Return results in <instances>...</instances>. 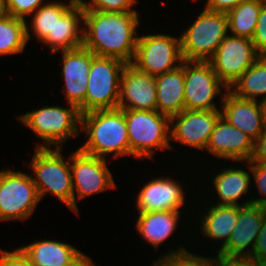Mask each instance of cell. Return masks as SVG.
I'll return each instance as SVG.
<instances>
[{
	"instance_id": "6da1fadb",
	"label": "cell",
	"mask_w": 266,
	"mask_h": 266,
	"mask_svg": "<svg viewBox=\"0 0 266 266\" xmlns=\"http://www.w3.org/2000/svg\"><path fill=\"white\" fill-rule=\"evenodd\" d=\"M139 14L84 10L83 46L97 56L132 63L141 22Z\"/></svg>"
},
{
	"instance_id": "7a4b0ae2",
	"label": "cell",
	"mask_w": 266,
	"mask_h": 266,
	"mask_svg": "<svg viewBox=\"0 0 266 266\" xmlns=\"http://www.w3.org/2000/svg\"><path fill=\"white\" fill-rule=\"evenodd\" d=\"M80 133L86 140L78 149L86 154L112 160L130 156L126 119L121 108L81 114Z\"/></svg>"
},
{
	"instance_id": "3957f363",
	"label": "cell",
	"mask_w": 266,
	"mask_h": 266,
	"mask_svg": "<svg viewBox=\"0 0 266 266\" xmlns=\"http://www.w3.org/2000/svg\"><path fill=\"white\" fill-rule=\"evenodd\" d=\"M42 105L23 114L16 115L22 126L34 132L41 143L35 148H64L68 140L77 138L80 133L81 113L73 104ZM64 145V147H63Z\"/></svg>"
},
{
	"instance_id": "277c9868",
	"label": "cell",
	"mask_w": 266,
	"mask_h": 266,
	"mask_svg": "<svg viewBox=\"0 0 266 266\" xmlns=\"http://www.w3.org/2000/svg\"><path fill=\"white\" fill-rule=\"evenodd\" d=\"M63 148H35L31 159L25 161L31 170L40 200L52 195L73 212V183L70 154ZM69 154V155H68ZM29 162V163H28Z\"/></svg>"
},
{
	"instance_id": "5b68a950",
	"label": "cell",
	"mask_w": 266,
	"mask_h": 266,
	"mask_svg": "<svg viewBox=\"0 0 266 266\" xmlns=\"http://www.w3.org/2000/svg\"><path fill=\"white\" fill-rule=\"evenodd\" d=\"M129 143L130 157L152 160L159 151L171 150L170 117L157 110L123 109ZM157 150V151H156Z\"/></svg>"
},
{
	"instance_id": "8992f818",
	"label": "cell",
	"mask_w": 266,
	"mask_h": 266,
	"mask_svg": "<svg viewBox=\"0 0 266 266\" xmlns=\"http://www.w3.org/2000/svg\"><path fill=\"white\" fill-rule=\"evenodd\" d=\"M188 28L180 32L183 60L208 61L229 34L228 18L224 12L203 8Z\"/></svg>"
},
{
	"instance_id": "52a82bcc",
	"label": "cell",
	"mask_w": 266,
	"mask_h": 266,
	"mask_svg": "<svg viewBox=\"0 0 266 266\" xmlns=\"http://www.w3.org/2000/svg\"><path fill=\"white\" fill-rule=\"evenodd\" d=\"M126 64L118 58L93 53L86 97L78 107L81 114L118 108L120 80Z\"/></svg>"
},
{
	"instance_id": "ba28073f",
	"label": "cell",
	"mask_w": 266,
	"mask_h": 266,
	"mask_svg": "<svg viewBox=\"0 0 266 266\" xmlns=\"http://www.w3.org/2000/svg\"><path fill=\"white\" fill-rule=\"evenodd\" d=\"M40 201L32 175L0 169V222H25L33 217Z\"/></svg>"
},
{
	"instance_id": "9c48e42d",
	"label": "cell",
	"mask_w": 266,
	"mask_h": 266,
	"mask_svg": "<svg viewBox=\"0 0 266 266\" xmlns=\"http://www.w3.org/2000/svg\"><path fill=\"white\" fill-rule=\"evenodd\" d=\"M74 150L70 151L73 213L79 216V200L107 192V190H116L118 186L114 180V172H111L109 168L108 160L110 158L92 156L80 151L78 148Z\"/></svg>"
},
{
	"instance_id": "30bf717a",
	"label": "cell",
	"mask_w": 266,
	"mask_h": 266,
	"mask_svg": "<svg viewBox=\"0 0 266 266\" xmlns=\"http://www.w3.org/2000/svg\"><path fill=\"white\" fill-rule=\"evenodd\" d=\"M184 76L186 110L221 109L229 87L218 78L209 61L184 60ZM216 98L219 100H215Z\"/></svg>"
},
{
	"instance_id": "8fae6325",
	"label": "cell",
	"mask_w": 266,
	"mask_h": 266,
	"mask_svg": "<svg viewBox=\"0 0 266 266\" xmlns=\"http://www.w3.org/2000/svg\"><path fill=\"white\" fill-rule=\"evenodd\" d=\"M161 33L139 34L131 63L152 76L175 70L183 62L180 36Z\"/></svg>"
},
{
	"instance_id": "7c38bea8",
	"label": "cell",
	"mask_w": 266,
	"mask_h": 266,
	"mask_svg": "<svg viewBox=\"0 0 266 266\" xmlns=\"http://www.w3.org/2000/svg\"><path fill=\"white\" fill-rule=\"evenodd\" d=\"M164 175L158 177L156 174V177L153 176L152 179L146 180V183H142V187H138L139 192L136 193V200H134L137 213L181 211L184 206L189 205L186 202L190 201L189 196H186L187 192H185L188 188L184 186V183L189 182H182L174 177L171 178L170 175Z\"/></svg>"
},
{
	"instance_id": "4fadbf2b",
	"label": "cell",
	"mask_w": 266,
	"mask_h": 266,
	"mask_svg": "<svg viewBox=\"0 0 266 266\" xmlns=\"http://www.w3.org/2000/svg\"><path fill=\"white\" fill-rule=\"evenodd\" d=\"M235 163L238 164L237 167L235 166L236 165ZM232 164L234 165L233 167ZM232 164L231 165L225 164L227 165V167L225 166V168L224 165L222 166L223 168L218 167V170L214 169L216 170V172H214L213 170V173L212 170L210 171L211 173L209 174V176L211 179V183L209 184H211L214 187L213 189V187L211 186L210 188L213 191L211 189L210 191L214 192L211 193L214 198L210 196L211 201L208 202L217 205H229V206H243L252 203V198L250 197L251 194H253L251 193L252 192L251 162L232 161ZM241 164L242 166L244 165V167L246 168L241 167ZM245 197L247 199H245Z\"/></svg>"
},
{
	"instance_id": "5bb4252c",
	"label": "cell",
	"mask_w": 266,
	"mask_h": 266,
	"mask_svg": "<svg viewBox=\"0 0 266 266\" xmlns=\"http://www.w3.org/2000/svg\"><path fill=\"white\" fill-rule=\"evenodd\" d=\"M259 58L252 39L228 34L208 60L229 88Z\"/></svg>"
},
{
	"instance_id": "9a60e30c",
	"label": "cell",
	"mask_w": 266,
	"mask_h": 266,
	"mask_svg": "<svg viewBox=\"0 0 266 266\" xmlns=\"http://www.w3.org/2000/svg\"><path fill=\"white\" fill-rule=\"evenodd\" d=\"M221 110H184L170 118V141L205 151Z\"/></svg>"
},
{
	"instance_id": "2e32d148",
	"label": "cell",
	"mask_w": 266,
	"mask_h": 266,
	"mask_svg": "<svg viewBox=\"0 0 266 266\" xmlns=\"http://www.w3.org/2000/svg\"><path fill=\"white\" fill-rule=\"evenodd\" d=\"M61 53V64L59 74L64 83L61 87L65 97V102L79 107L85 100L88 75L93 52L84 46L71 49L57 51L55 54Z\"/></svg>"
},
{
	"instance_id": "e0dca14e",
	"label": "cell",
	"mask_w": 266,
	"mask_h": 266,
	"mask_svg": "<svg viewBox=\"0 0 266 266\" xmlns=\"http://www.w3.org/2000/svg\"><path fill=\"white\" fill-rule=\"evenodd\" d=\"M206 154L221 160L223 164L232 161H250L254 152V141L231 125L222 116L215 124L214 130L206 146ZM220 159V161H219Z\"/></svg>"
},
{
	"instance_id": "ac0fdd59",
	"label": "cell",
	"mask_w": 266,
	"mask_h": 266,
	"mask_svg": "<svg viewBox=\"0 0 266 266\" xmlns=\"http://www.w3.org/2000/svg\"><path fill=\"white\" fill-rule=\"evenodd\" d=\"M118 108L157 110L155 76L127 63L121 75Z\"/></svg>"
},
{
	"instance_id": "d6986e66",
	"label": "cell",
	"mask_w": 266,
	"mask_h": 266,
	"mask_svg": "<svg viewBox=\"0 0 266 266\" xmlns=\"http://www.w3.org/2000/svg\"><path fill=\"white\" fill-rule=\"evenodd\" d=\"M263 222V205L238 206L237 225L228 243L218 252L225 257L248 258L257 241Z\"/></svg>"
},
{
	"instance_id": "ffe728a7",
	"label": "cell",
	"mask_w": 266,
	"mask_h": 266,
	"mask_svg": "<svg viewBox=\"0 0 266 266\" xmlns=\"http://www.w3.org/2000/svg\"><path fill=\"white\" fill-rule=\"evenodd\" d=\"M221 116L255 141L266 125L264 103L242 99L228 91L221 105Z\"/></svg>"
},
{
	"instance_id": "44dd1931",
	"label": "cell",
	"mask_w": 266,
	"mask_h": 266,
	"mask_svg": "<svg viewBox=\"0 0 266 266\" xmlns=\"http://www.w3.org/2000/svg\"><path fill=\"white\" fill-rule=\"evenodd\" d=\"M202 200V206L204 204L205 208L199 214V235L200 233L207 240H211L210 243L218 244V246H210L212 249L215 247V253H218L230 240L232 232L234 231L235 226L237 225L238 220V206H229V205H217L207 200ZM207 202V203H206ZM207 208V209H206ZM217 242V244H216Z\"/></svg>"
},
{
	"instance_id": "7402d4cb",
	"label": "cell",
	"mask_w": 266,
	"mask_h": 266,
	"mask_svg": "<svg viewBox=\"0 0 266 266\" xmlns=\"http://www.w3.org/2000/svg\"><path fill=\"white\" fill-rule=\"evenodd\" d=\"M184 211H155L146 213H134L137 215L135 222L136 233L151 245L155 252L163 245L165 241L169 242L171 237L182 230V214ZM181 218V219H180ZM180 221V222H179ZM179 227V228H178ZM171 236V237H170Z\"/></svg>"
},
{
	"instance_id": "603a6c76",
	"label": "cell",
	"mask_w": 266,
	"mask_h": 266,
	"mask_svg": "<svg viewBox=\"0 0 266 266\" xmlns=\"http://www.w3.org/2000/svg\"><path fill=\"white\" fill-rule=\"evenodd\" d=\"M84 10L76 1L60 18L54 27V37H45L40 46L54 54L83 46Z\"/></svg>"
},
{
	"instance_id": "cb8c5ba5",
	"label": "cell",
	"mask_w": 266,
	"mask_h": 266,
	"mask_svg": "<svg viewBox=\"0 0 266 266\" xmlns=\"http://www.w3.org/2000/svg\"><path fill=\"white\" fill-rule=\"evenodd\" d=\"M157 111L168 117L185 110L184 60L175 70L155 76Z\"/></svg>"
},
{
	"instance_id": "d4e9b609",
	"label": "cell",
	"mask_w": 266,
	"mask_h": 266,
	"mask_svg": "<svg viewBox=\"0 0 266 266\" xmlns=\"http://www.w3.org/2000/svg\"><path fill=\"white\" fill-rule=\"evenodd\" d=\"M19 247L33 266H69L82 252L71 243L53 238L36 239Z\"/></svg>"
},
{
	"instance_id": "484cf974",
	"label": "cell",
	"mask_w": 266,
	"mask_h": 266,
	"mask_svg": "<svg viewBox=\"0 0 266 266\" xmlns=\"http://www.w3.org/2000/svg\"><path fill=\"white\" fill-rule=\"evenodd\" d=\"M75 2V0H48L41 5L28 17L29 19H26L28 43L34 36L39 43L45 37H54L57 18H60Z\"/></svg>"
},
{
	"instance_id": "4316f807",
	"label": "cell",
	"mask_w": 266,
	"mask_h": 266,
	"mask_svg": "<svg viewBox=\"0 0 266 266\" xmlns=\"http://www.w3.org/2000/svg\"><path fill=\"white\" fill-rule=\"evenodd\" d=\"M235 96L264 102L266 100V57H259L229 88Z\"/></svg>"
},
{
	"instance_id": "83f0119b",
	"label": "cell",
	"mask_w": 266,
	"mask_h": 266,
	"mask_svg": "<svg viewBox=\"0 0 266 266\" xmlns=\"http://www.w3.org/2000/svg\"><path fill=\"white\" fill-rule=\"evenodd\" d=\"M266 0H244L227 12L229 34L252 39L262 4Z\"/></svg>"
},
{
	"instance_id": "f1b7e54d",
	"label": "cell",
	"mask_w": 266,
	"mask_h": 266,
	"mask_svg": "<svg viewBox=\"0 0 266 266\" xmlns=\"http://www.w3.org/2000/svg\"><path fill=\"white\" fill-rule=\"evenodd\" d=\"M27 44L26 20L8 14L0 19V58L23 54Z\"/></svg>"
},
{
	"instance_id": "f546056e",
	"label": "cell",
	"mask_w": 266,
	"mask_h": 266,
	"mask_svg": "<svg viewBox=\"0 0 266 266\" xmlns=\"http://www.w3.org/2000/svg\"><path fill=\"white\" fill-rule=\"evenodd\" d=\"M177 248L170 246L173 249L165 248L163 255L159 257L156 256V260L150 266H215L214 256H206V253H201L203 255H197L198 251L195 253L189 251L190 247L187 249L182 244H177ZM170 249V250H167ZM169 251V252H166Z\"/></svg>"
},
{
	"instance_id": "4dcf8cb0",
	"label": "cell",
	"mask_w": 266,
	"mask_h": 266,
	"mask_svg": "<svg viewBox=\"0 0 266 266\" xmlns=\"http://www.w3.org/2000/svg\"><path fill=\"white\" fill-rule=\"evenodd\" d=\"M83 10L102 12H138V0H79Z\"/></svg>"
},
{
	"instance_id": "1f68e13d",
	"label": "cell",
	"mask_w": 266,
	"mask_h": 266,
	"mask_svg": "<svg viewBox=\"0 0 266 266\" xmlns=\"http://www.w3.org/2000/svg\"><path fill=\"white\" fill-rule=\"evenodd\" d=\"M251 176V185L252 187L256 186L252 189L254 193L251 195L252 203L266 206V163L251 162ZM254 189L255 191L257 189L258 194L254 192Z\"/></svg>"
},
{
	"instance_id": "d6a6232c",
	"label": "cell",
	"mask_w": 266,
	"mask_h": 266,
	"mask_svg": "<svg viewBox=\"0 0 266 266\" xmlns=\"http://www.w3.org/2000/svg\"><path fill=\"white\" fill-rule=\"evenodd\" d=\"M48 0H4L6 13L23 20L28 19Z\"/></svg>"
},
{
	"instance_id": "836d02e7",
	"label": "cell",
	"mask_w": 266,
	"mask_h": 266,
	"mask_svg": "<svg viewBox=\"0 0 266 266\" xmlns=\"http://www.w3.org/2000/svg\"><path fill=\"white\" fill-rule=\"evenodd\" d=\"M252 41L258 56L266 57V1L262 4Z\"/></svg>"
},
{
	"instance_id": "e575fe53",
	"label": "cell",
	"mask_w": 266,
	"mask_h": 266,
	"mask_svg": "<svg viewBox=\"0 0 266 266\" xmlns=\"http://www.w3.org/2000/svg\"><path fill=\"white\" fill-rule=\"evenodd\" d=\"M248 259L254 265H266V206H263V222L260 233Z\"/></svg>"
},
{
	"instance_id": "d590c367",
	"label": "cell",
	"mask_w": 266,
	"mask_h": 266,
	"mask_svg": "<svg viewBox=\"0 0 266 266\" xmlns=\"http://www.w3.org/2000/svg\"><path fill=\"white\" fill-rule=\"evenodd\" d=\"M11 250L0 248V266H33L20 247Z\"/></svg>"
},
{
	"instance_id": "8d00e7d4",
	"label": "cell",
	"mask_w": 266,
	"mask_h": 266,
	"mask_svg": "<svg viewBox=\"0 0 266 266\" xmlns=\"http://www.w3.org/2000/svg\"><path fill=\"white\" fill-rule=\"evenodd\" d=\"M243 1L244 0H206L204 2V8L211 11L227 13Z\"/></svg>"
},
{
	"instance_id": "74e56055",
	"label": "cell",
	"mask_w": 266,
	"mask_h": 266,
	"mask_svg": "<svg viewBox=\"0 0 266 266\" xmlns=\"http://www.w3.org/2000/svg\"><path fill=\"white\" fill-rule=\"evenodd\" d=\"M250 162L266 163V125L261 135L254 141V152Z\"/></svg>"
},
{
	"instance_id": "f35d334b",
	"label": "cell",
	"mask_w": 266,
	"mask_h": 266,
	"mask_svg": "<svg viewBox=\"0 0 266 266\" xmlns=\"http://www.w3.org/2000/svg\"><path fill=\"white\" fill-rule=\"evenodd\" d=\"M215 266H254L248 258L225 257L215 253Z\"/></svg>"
},
{
	"instance_id": "ab89813d",
	"label": "cell",
	"mask_w": 266,
	"mask_h": 266,
	"mask_svg": "<svg viewBox=\"0 0 266 266\" xmlns=\"http://www.w3.org/2000/svg\"><path fill=\"white\" fill-rule=\"evenodd\" d=\"M69 266H98L92 258L83 251L74 259ZM100 266V265H99Z\"/></svg>"
},
{
	"instance_id": "60d3db41",
	"label": "cell",
	"mask_w": 266,
	"mask_h": 266,
	"mask_svg": "<svg viewBox=\"0 0 266 266\" xmlns=\"http://www.w3.org/2000/svg\"><path fill=\"white\" fill-rule=\"evenodd\" d=\"M5 15H7V13L4 0H0V19L3 18Z\"/></svg>"
},
{
	"instance_id": "b9f144b4",
	"label": "cell",
	"mask_w": 266,
	"mask_h": 266,
	"mask_svg": "<svg viewBox=\"0 0 266 266\" xmlns=\"http://www.w3.org/2000/svg\"><path fill=\"white\" fill-rule=\"evenodd\" d=\"M265 107V114H266V100L263 102Z\"/></svg>"
}]
</instances>
